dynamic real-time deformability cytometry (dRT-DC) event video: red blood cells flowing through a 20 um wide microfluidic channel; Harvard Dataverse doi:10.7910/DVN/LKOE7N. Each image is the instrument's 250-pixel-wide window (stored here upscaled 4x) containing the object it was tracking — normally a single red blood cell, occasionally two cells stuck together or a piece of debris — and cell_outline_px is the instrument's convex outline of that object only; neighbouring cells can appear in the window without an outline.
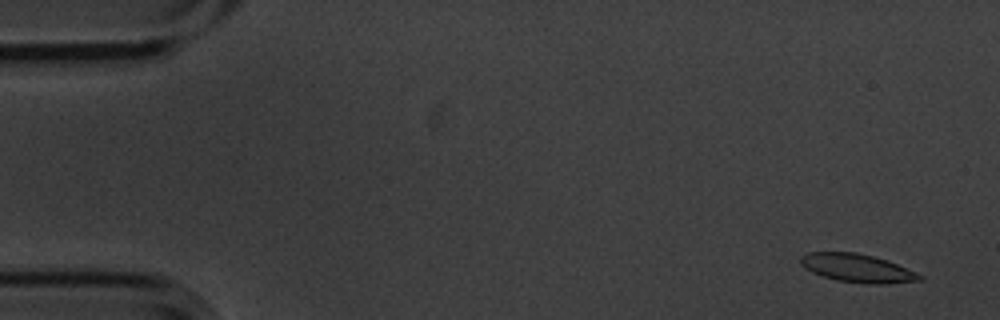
{"species": "common noctule bat (a hibernating species)", "species_latin": "Nyctalus noctula", "temperature_condition": "cold", "stored_images_in_passage": 5, "camera_frame_rate_fps": 3000, "um_per_image_px": 0.085, "animal": {"sex": "male", "body_mass_g": 20.1, "forearm_length_mm": 53.5}, "frame": {"image": 1, "passage_image": 1, "time_ms": 0.0, "image_size_px": [1000, 320], "cell_outline_px": [[924, 280], [884, 284], [868, 284], [836, 280], [812, 272], [804, 268], [800, 264], [800, 256], [808, 252], [856, 252], [888, 260], [924, 276]], "centroid_in_image_um": [72.87, 22.79], "position_along_channel_um": 12.1, "area_um2": 19.71}}
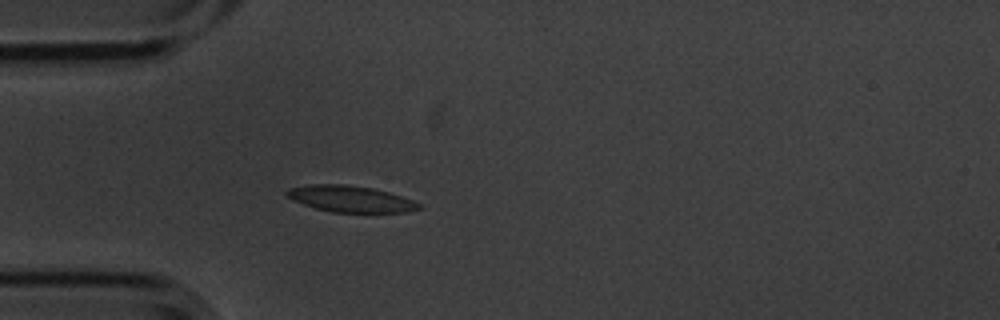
{"frame": {"image": 2, "passage_image": 5, "time_ms": 1.333, "image_size_px": [1000, 320], "cell_outline_px": [[424, 208], [408, 212], [332, 212], [316, 208], [292, 200], [284, 192], [288, 188], [308, 184], [344, 184], [372, 188], [388, 192], [412, 200], [420, 204]], "centroid_in_image_um": [29.78, 16.9], "position_along_channel_um": 55.2, "area_um2": 20.23}}